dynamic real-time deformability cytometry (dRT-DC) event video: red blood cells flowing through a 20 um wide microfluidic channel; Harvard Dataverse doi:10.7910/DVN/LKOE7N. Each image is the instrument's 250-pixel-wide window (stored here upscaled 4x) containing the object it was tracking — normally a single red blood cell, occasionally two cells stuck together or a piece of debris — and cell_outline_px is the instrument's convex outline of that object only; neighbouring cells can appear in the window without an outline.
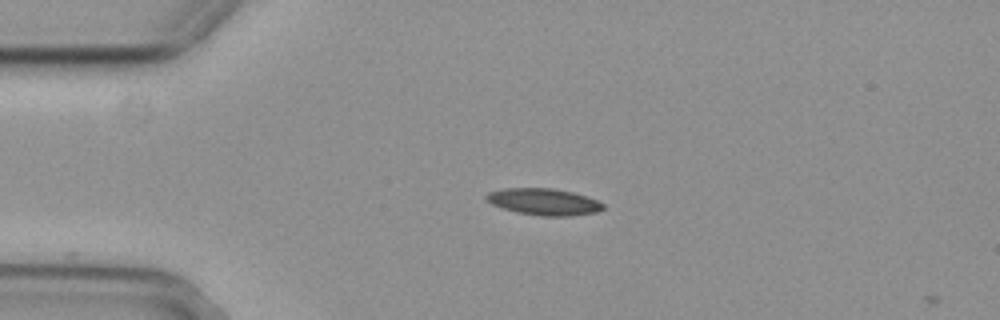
{"species": "common noctule bat (a hibernating species)", "species_latin": "Nyctalus noctula", "temperature_condition": "cold", "stored_images_in_passage": 2, "camera_frame_rate_fps": 3000, "um_per_image_px": 0.085, "animal": {"sex": "female", "body_mass_g": 29.2, "forearm_length_mm": 56.3}, "frame": {"image": 1, "passage_image": 1, "time_ms": 0.0, "image_size_px": [1000, 320], "cell_outline_px": [[604, 208], [596, 212], [568, 216], [540, 216], [516, 212], [492, 204], [484, 200], [484, 196], [488, 192], [504, 188], [552, 188], [572, 192], [596, 200], [604, 204]], "centroid_in_image_um": [46.17, 17.15], "position_along_channel_um": 38.8, "area_um2": 18.09}}